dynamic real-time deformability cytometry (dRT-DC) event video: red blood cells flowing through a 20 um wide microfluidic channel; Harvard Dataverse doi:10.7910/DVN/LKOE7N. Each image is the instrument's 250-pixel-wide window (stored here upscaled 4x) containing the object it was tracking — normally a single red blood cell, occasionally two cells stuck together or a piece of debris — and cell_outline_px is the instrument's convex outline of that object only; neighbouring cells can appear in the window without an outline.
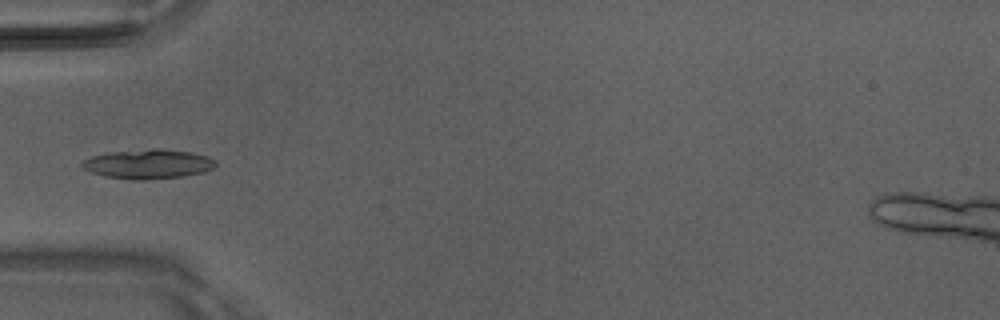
{"species": "Egyptian fruit bat (a non-hibernating species)", "species_latin": "Rousettus aegyptiacus", "temperature_condition": "room temperature", "stored_images_in_passage": 4, "camera_frame_rate_fps": 3000, "um_per_image_px": 0.085, "animal": {"sex": "male"}, "frame": {"image": 1, "passage_image": 2, "time_ms": 0.333, "image_size_px": [1000, 320], "cell_outline_px": [[216, 164], [212, 168], [204, 172], [184, 176], [144, 180], [132, 180], [104, 176], [92, 172], [84, 168], [80, 164], [84, 160], [92, 156], [108, 152], [152, 148], [160, 148], [192, 152], [208, 156], [216, 160]], "centroid_in_image_um": [12.61, 13.93], "position_along_channel_um": 72.4, "area_um2": 23.06}}